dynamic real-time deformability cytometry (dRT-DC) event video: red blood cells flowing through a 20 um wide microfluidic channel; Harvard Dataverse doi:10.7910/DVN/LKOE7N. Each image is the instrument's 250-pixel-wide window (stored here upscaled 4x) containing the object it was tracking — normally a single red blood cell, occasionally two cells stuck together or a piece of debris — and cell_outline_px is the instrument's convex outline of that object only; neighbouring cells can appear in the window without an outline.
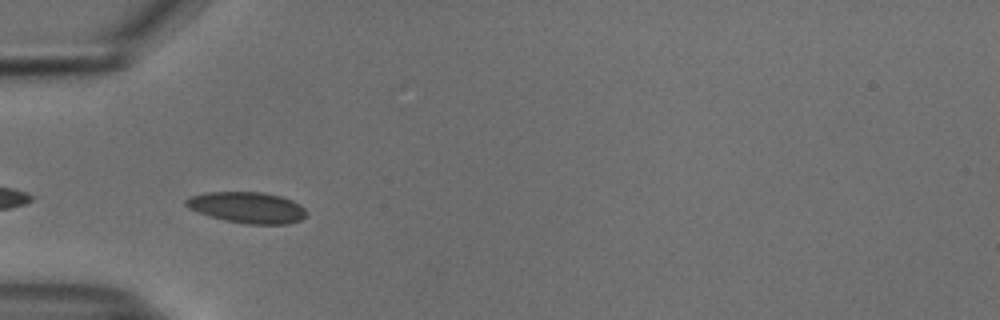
{"species": "common noctule bat (a hibernating species)", "species_latin": "Nyctalus noctula", "temperature_condition": "cold", "stored_images_in_passage": 39, "camera_frame_rate_fps": 3000, "um_per_image_px": 0.085, "animal": {"sex": "male", "body_mass_g": 18.8}, "frame": {"image": 1, "passage_image": 2, "time_ms": 0.333, "image_size_px": [1000, 320], "cell_outline_px": [[304, 216], [300, 220], [288, 224], [248, 224], [224, 220], [208, 216], [188, 208], [184, 204], [184, 200], [188, 196], [204, 192], [260, 192], [280, 196], [292, 200], [300, 204], [304, 208]], "centroid_in_image_um": [20.95, 17.63], "position_along_channel_um": 64.0, "area_um2": 21.91}}
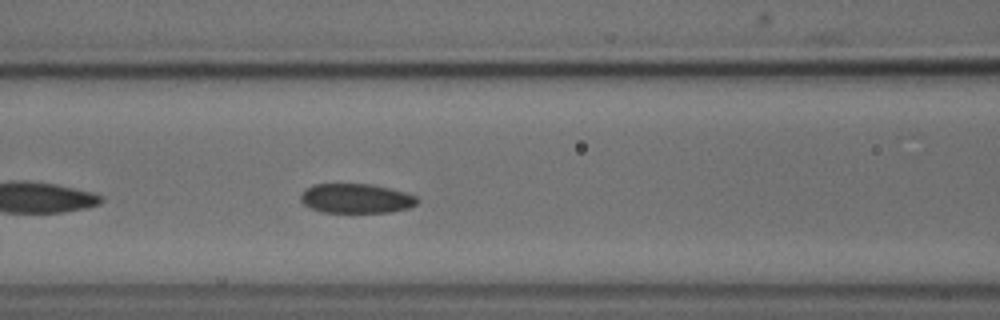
{"frame": {"image": 2, "passage_image": 8, "time_ms": 2.333, "image_size_px": [1000, 320], "cell_outline_px": [[420, 200], [416, 204], [408, 208], [392, 212], [320, 212], [304, 204], [300, 200], [300, 196], [312, 184], [372, 184], [404, 192], [416, 196]], "centroid_in_image_um": [30.29, 16.87], "position_along_channel_um": 136.3, "area_um2": 19.94}}
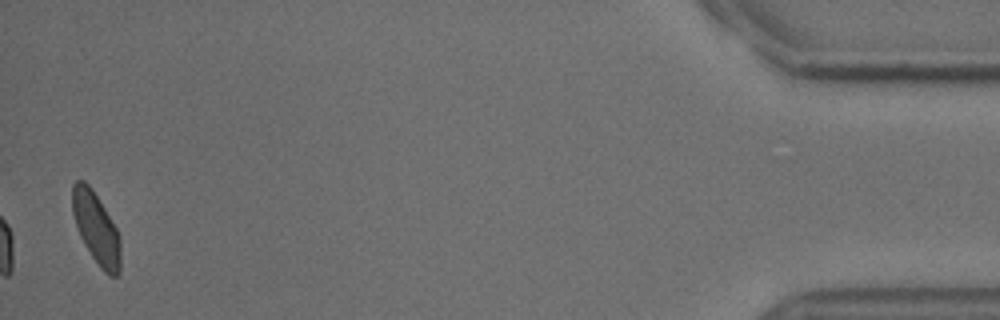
{"frame": {"image": 3, "passage_image": 38, "time_ms": 12.333, "image_size_px": [1000, 320], "cell_outline_px": [[120, 272], [116, 276], [108, 276], [100, 268], [84, 244], [80, 236], [72, 212], [72, 184], [76, 180], [84, 180], [88, 184], [104, 208], [116, 228], [120, 236]], "centroid_in_image_um": [8.17, 19.42], "position_along_channel_um": 427.0, "area_um2": 19.88}, "authors_computed_cell_mechanics": {"area_um2": 20.4034, "velocity_mm_per_s": 3.7293, "shape_relaxation_time_tau1_ms": 2.6126, "shape_relaxation_time_tau2_ms": 1.9516, "deformation_change_tau1": 0.0696, "deformation_change_tau2": 0.0651}}